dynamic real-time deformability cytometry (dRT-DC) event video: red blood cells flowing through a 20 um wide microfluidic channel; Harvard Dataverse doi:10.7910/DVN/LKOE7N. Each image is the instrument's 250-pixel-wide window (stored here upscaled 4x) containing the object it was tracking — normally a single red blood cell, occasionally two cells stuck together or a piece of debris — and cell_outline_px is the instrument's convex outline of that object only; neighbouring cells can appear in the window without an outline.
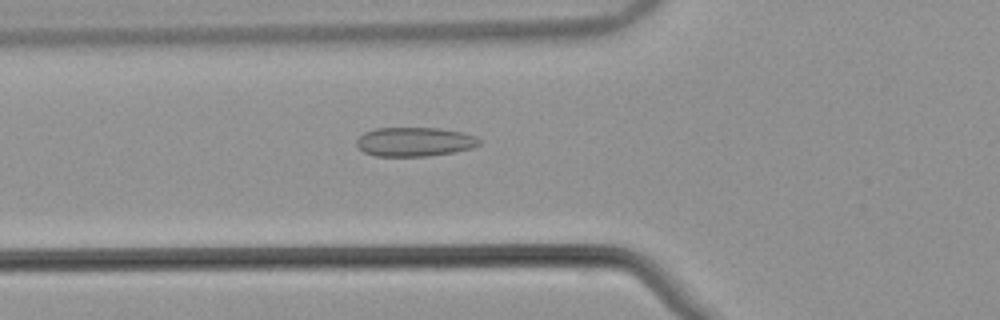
{"species": "common noctule bat (a hibernating species)", "species_latin": "Nyctalus noctula", "temperature_condition": "warm", "stored_images_in_passage": 52, "camera_frame_rate_fps": 3000, "um_per_image_px": 0.085, "animal": {"sex": "male", "body_mass_g": 21.5, "forearm_length_mm": 52.0}, "frame": {"image": 1, "passage_image": 18, "time_ms": 5.667, "image_size_px": [1000, 320], "cell_outline_px": [[480, 144], [472, 148], [456, 152], [428, 156], [376, 156], [364, 152], [356, 144], [356, 140], [364, 132], [376, 128], [440, 128], [464, 132], [476, 136], [480, 140]], "centroid_in_image_um": [35.27, 12.05], "position_along_channel_um": 90.5, "area_um2": 20.98}}
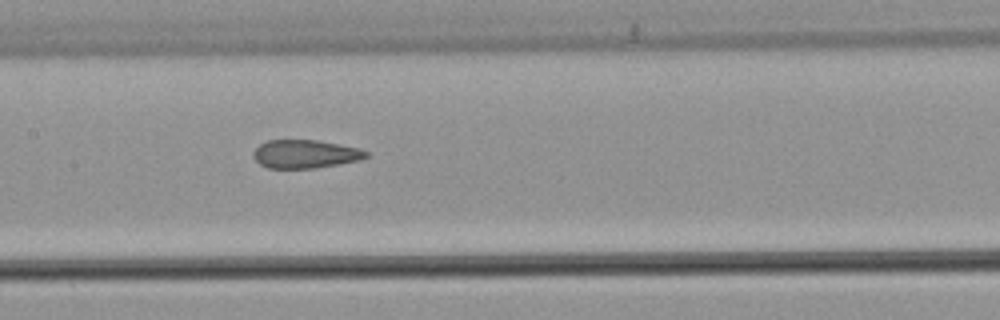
{"frame": {"image": 2, "passage_image": 25, "time_ms": 8.0, "image_size_px": [1000, 320], "cell_outline_px": [[368, 156], [360, 160], [340, 164], [312, 168], [268, 168], [260, 164], [252, 156], [252, 152], [260, 144], [268, 140], [316, 140], [360, 148], [368, 152]], "centroid_in_image_um": [25.94, 13.09], "position_along_channel_um": 181.5, "area_um2": 18.61}}
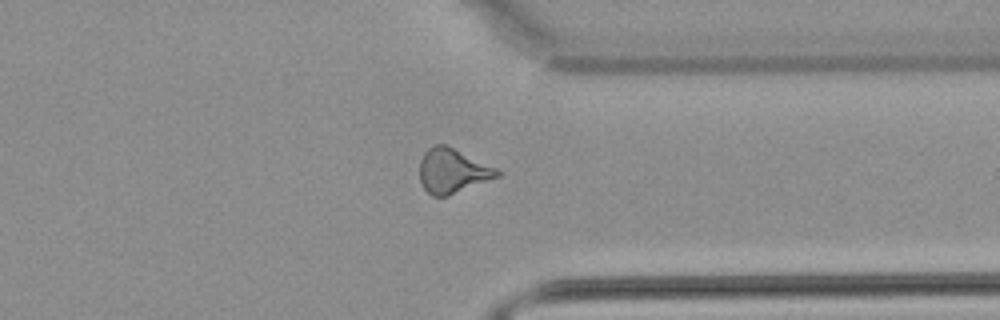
{"frame": {"image": 3, "passage_image": 40, "time_ms": 13.0, "image_size_px": [1000, 320], "cell_outline_px": [[500, 176], [448, 196], [432, 196], [420, 184], [420, 160], [424, 152], [428, 148], [436, 144], [444, 144], [496, 168], [500, 172]], "centroid_in_image_um": [38.43, 14.54], "position_along_channel_um": 373.0, "area_um2": 19.88}, "authors_computed_cell_mechanics": {"area_um2": 20.1722, "velocity_mm_per_s": 3.8717, "shape_relaxation_time_tau1_ms": null, "shape_relaxation_time_tau2_ms": 1.8563, "deformation_change_tau1": null, "deformation_change_tau2": 0.1064}}